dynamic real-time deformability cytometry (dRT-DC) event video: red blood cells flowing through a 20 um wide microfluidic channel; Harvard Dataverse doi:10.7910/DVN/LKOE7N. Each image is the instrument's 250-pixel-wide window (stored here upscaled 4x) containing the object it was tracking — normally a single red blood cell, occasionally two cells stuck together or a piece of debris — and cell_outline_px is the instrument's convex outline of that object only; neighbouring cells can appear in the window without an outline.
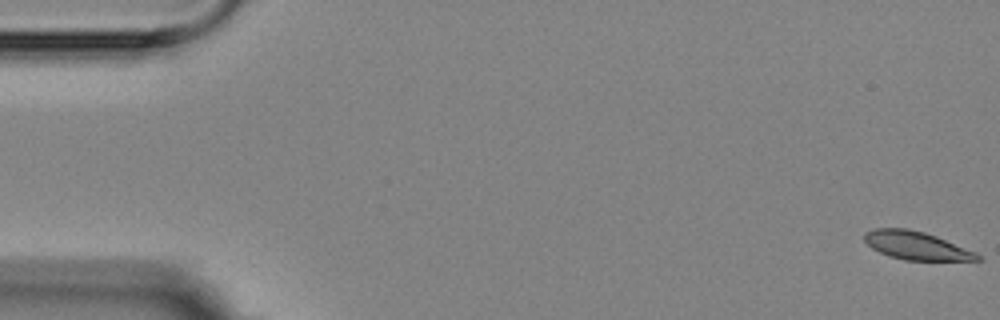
{"species": "Egyptian fruit bat (a non-hibernating species)", "species_latin": "Rousettus aegyptiacus", "temperature_condition": "room temperature", "stored_images_in_passage": 3, "camera_frame_rate_fps": 3000, "um_per_image_px": 0.085, "animal": {"sex": "female"}, "frame": {"image": 1, "passage_image": 1, "time_ms": 0.0, "image_size_px": [1000, 320], "cell_outline_px": [[984, 260], [904, 260], [888, 256], [872, 248], [864, 240], [864, 232], [876, 228], [908, 228], [924, 232], [936, 236], [976, 252]], "centroid_in_image_um": [77.87, 20.87], "position_along_channel_um": 7.1, "area_um2": 18.5}}